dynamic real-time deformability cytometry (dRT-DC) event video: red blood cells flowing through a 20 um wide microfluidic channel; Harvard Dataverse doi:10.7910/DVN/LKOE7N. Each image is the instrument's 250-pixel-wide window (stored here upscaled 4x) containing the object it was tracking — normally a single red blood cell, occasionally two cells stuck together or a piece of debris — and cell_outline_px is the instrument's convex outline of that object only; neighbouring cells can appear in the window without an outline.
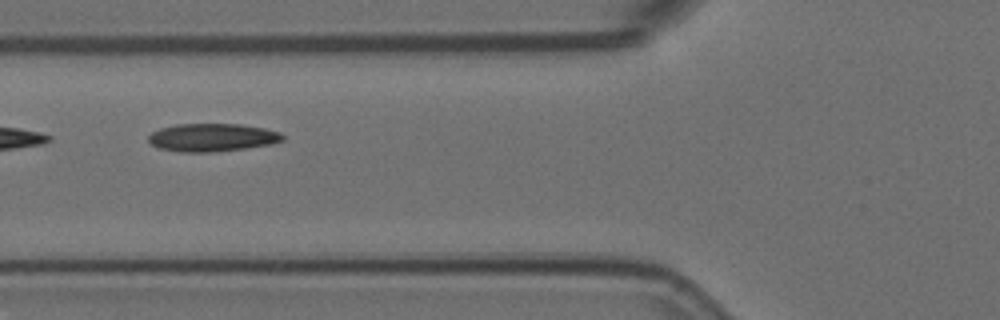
{"species": "Egyptian fruit bat (a non-hibernating species)", "species_latin": "Rousettus aegyptiacus", "temperature_condition": "room temperature", "stored_images_in_passage": 8, "camera_frame_rate_fps": 3000, "um_per_image_px": 0.085, "animal": {"sex": "female"}, "frame": {"image": 1, "passage_image": 5, "time_ms": 1.333, "image_size_px": [1000, 320], "cell_outline_px": [[284, 140], [272, 144], [244, 148], [212, 152], [180, 152], [156, 148], [148, 140], [148, 136], [152, 132], [160, 128], [176, 124], [240, 124], [264, 128], [280, 132], [284, 136]], "centroid_in_image_um": [18.02, 11.68], "position_along_channel_um": 107.8, "area_um2": 21.96}}
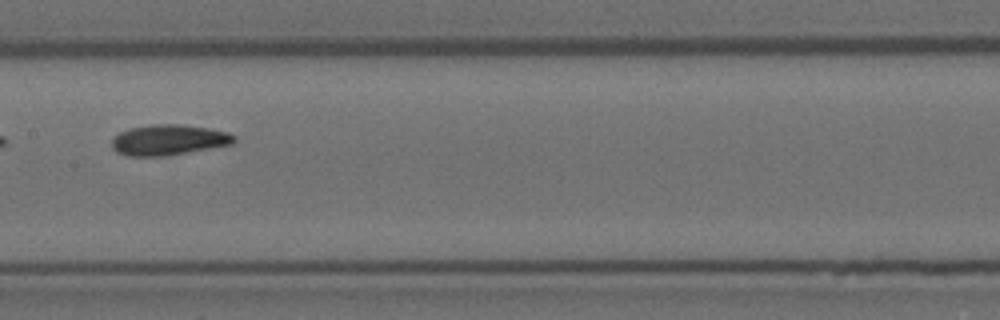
{"frame": {"image": 2, "passage_image": 7, "time_ms": 2.0, "image_size_px": [1000, 320], "cell_outline_px": [[236, 140], [232, 144], [160, 156], [128, 156], [116, 152], [112, 148], [112, 140], [120, 132], [132, 128], [152, 124], [180, 124], [208, 128], [228, 132], [236, 136]], "centroid_in_image_um": [14.32, 11.88], "position_along_channel_um": 193.1, "area_um2": 21.44}}
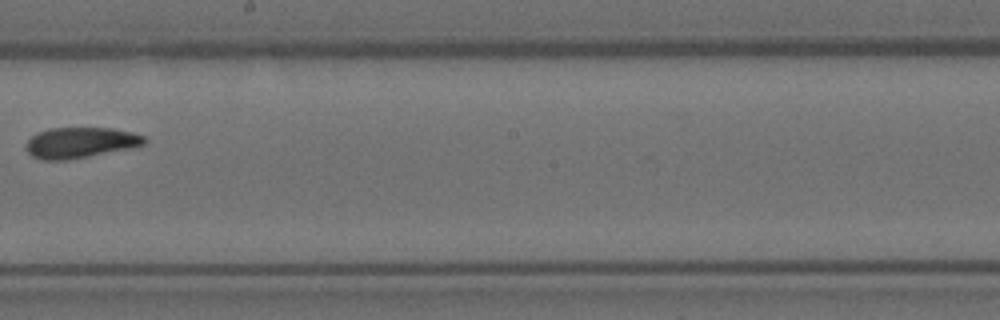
{"frame": {"image": 3, "passage_image": 8, "time_ms": 2.333, "image_size_px": [1000, 320], "cell_outline_px": [[148, 140], [144, 144], [132, 148], [68, 160], [44, 160], [32, 156], [28, 152], [28, 140], [36, 132], [48, 128], [112, 128], [132, 132], [144, 136]], "centroid_in_image_um": [6.86, 12.12], "position_along_channel_um": 241.3, "area_um2": 21.15}}